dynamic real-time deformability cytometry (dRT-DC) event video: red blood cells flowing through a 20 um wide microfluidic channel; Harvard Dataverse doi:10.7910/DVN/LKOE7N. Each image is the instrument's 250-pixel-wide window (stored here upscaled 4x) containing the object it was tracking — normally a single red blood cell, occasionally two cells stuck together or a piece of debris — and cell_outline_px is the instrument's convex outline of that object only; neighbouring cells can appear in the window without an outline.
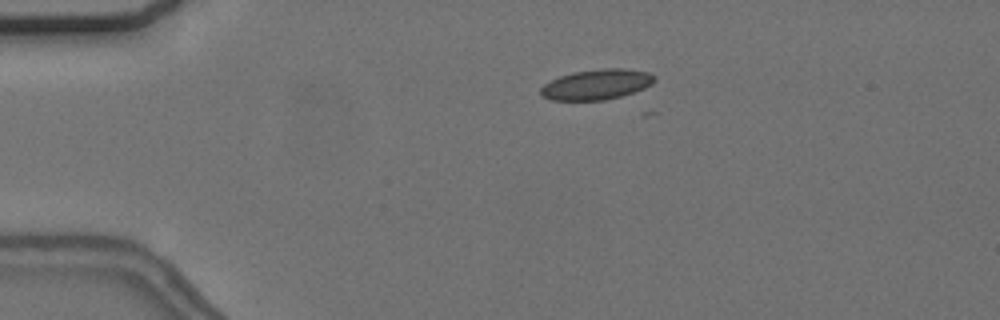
{"species": "common noctule bat (a hibernating species)", "species_latin": "Nyctalus noctula", "temperature_condition": "cold", "stored_images_in_passage": 6, "camera_frame_rate_fps": 3000, "um_per_image_px": 0.085, "animal": {"sex": "female", "body_mass_g": 24.6, "forearm_length_mm": 56.2}, "frame": {"image": 1, "passage_image": 2, "time_ms": 0.333, "image_size_px": [1000, 320], "cell_outline_px": [[656, 80], [652, 84], [644, 88], [620, 96], [604, 100], [552, 100], [540, 96], [540, 88], [544, 84], [560, 76], [572, 72], [604, 68], [624, 68], [648, 72], [656, 76]], "centroid_in_image_um": [50.71, 7.17], "position_along_channel_um": 34.3, "area_um2": 20.11}}